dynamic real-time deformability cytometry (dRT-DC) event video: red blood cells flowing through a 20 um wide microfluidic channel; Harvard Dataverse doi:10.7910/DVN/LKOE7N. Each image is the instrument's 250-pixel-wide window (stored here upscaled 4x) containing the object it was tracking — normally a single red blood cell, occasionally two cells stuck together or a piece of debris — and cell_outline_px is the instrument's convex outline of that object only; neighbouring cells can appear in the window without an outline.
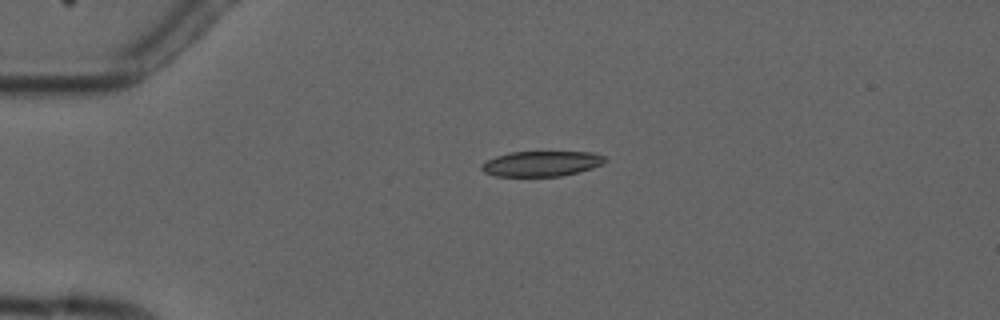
{"species": "common noctule bat (a hibernating species)", "species_latin": "Nyctalus noctula", "temperature_condition": "cold", "stored_images_in_passage": 4, "camera_frame_rate_fps": 3000, "um_per_image_px": 0.085, "animal": {"sex": "male", "forearm_length_mm": 52.5}, "frame": {"image": 1, "passage_image": 3, "time_ms": 2.667, "image_size_px": [1000, 320], "cell_outline_px": [[608, 160], [604, 164], [580, 172], [560, 176], [496, 176], [484, 172], [480, 168], [480, 164], [496, 156], [512, 152], [592, 152], [604, 156]], "centroid_in_image_um": [46.05, 13.91], "position_along_channel_um": 38.9, "area_um2": 18.26}}